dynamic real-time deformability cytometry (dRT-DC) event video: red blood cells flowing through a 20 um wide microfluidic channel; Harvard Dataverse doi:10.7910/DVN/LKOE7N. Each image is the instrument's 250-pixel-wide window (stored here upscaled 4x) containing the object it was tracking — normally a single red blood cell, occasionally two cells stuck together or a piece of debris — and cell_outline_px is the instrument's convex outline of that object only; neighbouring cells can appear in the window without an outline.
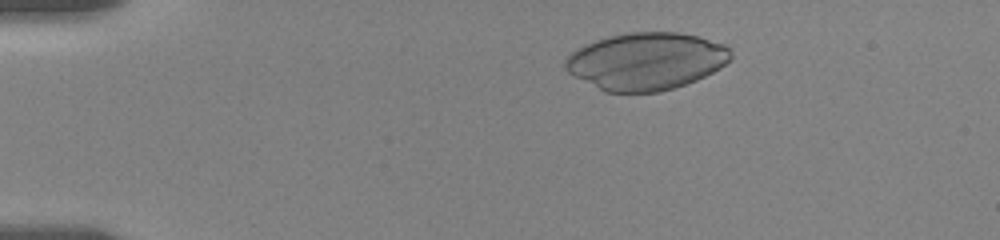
{"species": "human", "species_latin": "Homo sapiens", "temperature_condition": "room temperature", "stored_images_in_passage": 24, "camera_frame_rate_fps": 3000, "um_per_image_px": 0.085, "donor": {"sex": "female"}, "frame": {"image": 1, "passage_image": 5, "time_ms": 1.667, "image_size_px": [1000, 240], "cell_outline_px": [[732, 56], [720, 68], [696, 80], [660, 92], [604, 92], [568, 72], [564, 68], [564, 60], [572, 52], [584, 44], [608, 36], [628, 32], [676, 32], [700, 36], [724, 44], [732, 52]], "centroid_in_image_um": [54.91, 5.19], "position_along_channel_um": 30.1, "area_um2": 55.2}}
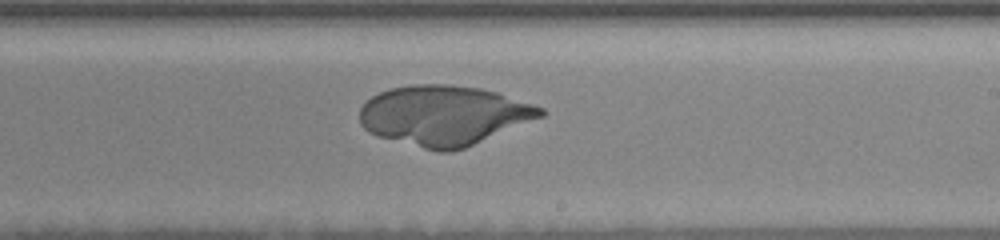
{"frame": {"image": 2, "passage_image": 21, "time_ms": 9.667, "image_size_px": [1000, 240], "cell_outline_px": [[544, 116], [464, 148], [452, 152], [440, 152], [376, 136], [368, 132], [360, 124], [360, 108], [372, 96], [380, 92], [392, 88], [412, 84], [448, 84], [480, 88], [496, 92], [544, 108]], "centroid_in_image_um": [37.72, 9.81], "position_along_channel_um": 251.3, "area_um2": 62.89}}
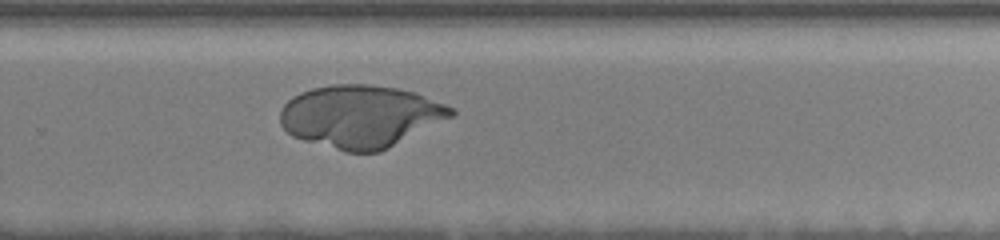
{"frame": {"image": 3, "passage_image": 24, "time_ms": 11.0, "image_size_px": [1000, 240], "cell_outline_px": [[456, 112], [452, 116], [380, 152], [344, 152], [304, 140], [292, 136], [280, 124], [280, 108], [292, 96], [300, 92], [312, 88], [332, 84], [368, 84], [400, 88], [416, 92], [456, 108]], "centroid_in_image_um": [30.63, 9.87], "position_along_channel_um": 299.2, "area_um2": 62.42}}